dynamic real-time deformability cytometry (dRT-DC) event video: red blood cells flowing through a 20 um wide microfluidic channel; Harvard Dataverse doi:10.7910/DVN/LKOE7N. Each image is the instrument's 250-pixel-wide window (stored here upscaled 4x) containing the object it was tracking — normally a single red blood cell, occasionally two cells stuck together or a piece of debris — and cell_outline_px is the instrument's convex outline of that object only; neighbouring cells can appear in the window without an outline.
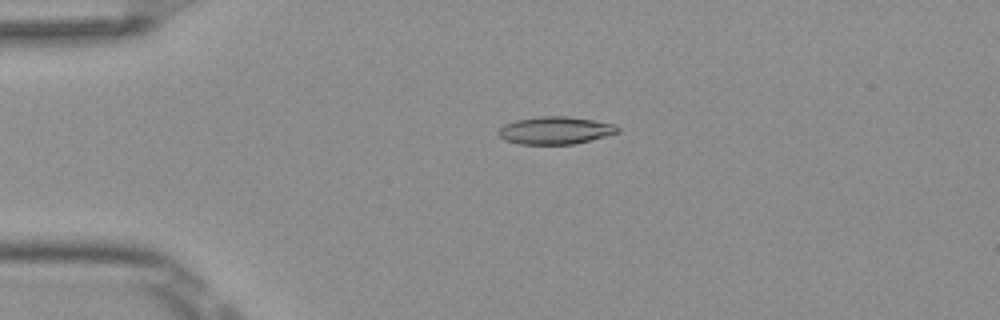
{"species": "Egyptian fruit bat (a non-hibernating species)", "species_latin": "Rousettus aegyptiacus", "temperature_condition": "room temperature", "stored_images_in_passage": 3, "camera_frame_rate_fps": 3000, "um_per_image_px": 0.085, "frame": {"image": 1, "passage_image": 2, "time_ms": 0.333, "image_size_px": [1000, 320], "cell_outline_px": [[620, 132], [576, 144], [520, 144], [504, 140], [496, 132], [504, 124], [516, 120], [540, 116], [568, 116], [616, 124], [620, 128]], "centroid_in_image_um": [47.21, 11.08], "position_along_channel_um": 37.8, "area_um2": 19.25}}